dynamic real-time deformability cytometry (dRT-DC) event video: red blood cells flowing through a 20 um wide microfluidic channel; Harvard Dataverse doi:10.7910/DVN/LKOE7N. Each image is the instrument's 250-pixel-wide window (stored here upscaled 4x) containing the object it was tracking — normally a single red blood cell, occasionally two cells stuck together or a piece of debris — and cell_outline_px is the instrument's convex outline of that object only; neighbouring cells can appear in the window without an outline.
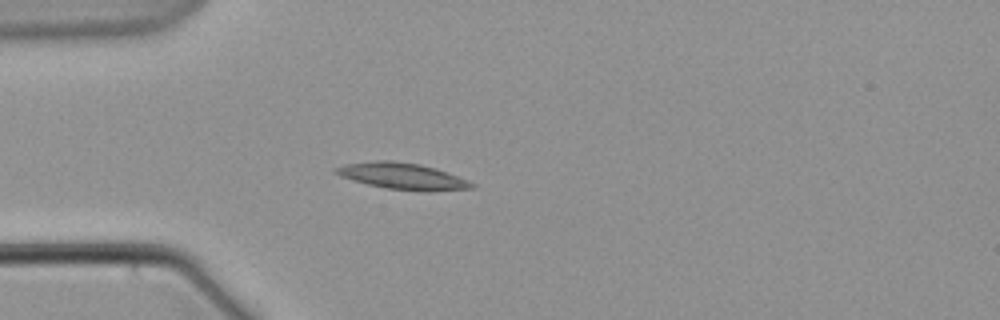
{"species": "common noctule bat (a hibernating species)", "species_latin": "Nyctalus noctula", "temperature_condition": "warm", "stored_images_in_passage": 2, "camera_frame_rate_fps": 3000, "um_per_image_px": 0.085, "animal": {"sex": "male", "body_mass_g": 21.5, "forearm_length_mm": 52.0}, "frame": {"image": 1, "passage_image": 2, "time_ms": 1.0, "image_size_px": [1000, 320], "cell_outline_px": [[476, 188], [428, 192], [420, 192], [388, 188], [368, 184], [352, 180], [340, 176], [332, 168], [344, 164], [376, 160], [392, 160], [420, 164], [436, 168], [476, 184]], "centroid_in_image_um": [34.22, 14.98], "position_along_channel_um": 50.8, "area_um2": 21.04}}